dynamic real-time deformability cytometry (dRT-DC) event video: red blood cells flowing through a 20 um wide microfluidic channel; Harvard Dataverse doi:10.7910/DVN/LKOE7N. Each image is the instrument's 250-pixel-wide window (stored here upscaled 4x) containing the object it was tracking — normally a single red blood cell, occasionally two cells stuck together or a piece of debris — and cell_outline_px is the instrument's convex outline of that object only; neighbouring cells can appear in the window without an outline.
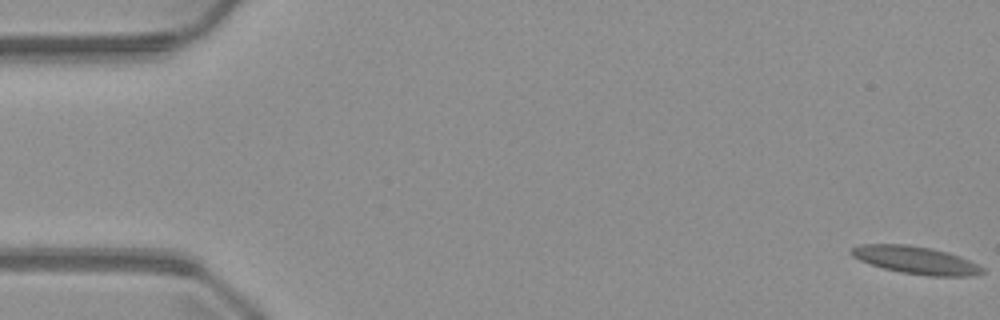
{"species": "common noctule bat (a hibernating species)", "species_latin": "Nyctalus noctula", "temperature_condition": "warm", "stored_images_in_passage": 10, "camera_frame_rate_fps": 3000, "um_per_image_px": 0.085, "animal": {"sex": "male", "body_mass_g": 23.1, "forearm_length_mm": 52.7}, "frame": {"image": 1, "passage_image": 1, "time_ms": 0.0, "image_size_px": [1000, 320], "cell_outline_px": [[984, 272], [972, 276], [928, 276], [900, 272], [884, 268], [860, 260], [852, 256], [852, 248], [860, 244], [908, 244], [932, 248], [948, 252], [960, 256], [984, 268]], "centroid_in_image_um": [77.87, 22.1], "position_along_channel_um": 7.1, "area_um2": 20.98}}